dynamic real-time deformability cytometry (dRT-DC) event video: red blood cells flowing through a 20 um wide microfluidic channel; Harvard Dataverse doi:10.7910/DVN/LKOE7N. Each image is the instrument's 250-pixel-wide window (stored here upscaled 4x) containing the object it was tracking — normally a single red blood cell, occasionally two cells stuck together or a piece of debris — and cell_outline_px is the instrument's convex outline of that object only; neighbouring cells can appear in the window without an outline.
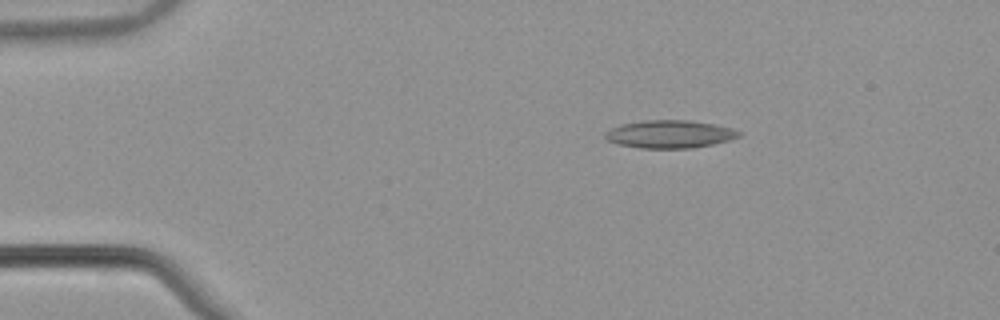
{"species": "common noctule bat (a hibernating species)", "species_latin": "Nyctalus noctula", "temperature_condition": "warm", "stored_images_in_passage": 45, "camera_frame_rate_fps": 3000, "um_per_image_px": 0.085, "animal": {"sex": "male", "body_mass_g": 21.5, "forearm_length_mm": 52.0}, "frame": {"image": 1, "passage_image": 1, "time_ms": 0.0, "image_size_px": [1000, 320], "cell_outline_px": [[740, 136], [728, 140], [712, 144], [692, 148], [640, 148], [620, 144], [608, 140], [604, 136], [604, 132], [620, 124], [644, 120], [688, 120], [716, 124], [732, 128], [740, 132]], "centroid_in_image_um": [56.92, 11.39], "position_along_channel_um": 28.1, "area_um2": 21.62}}
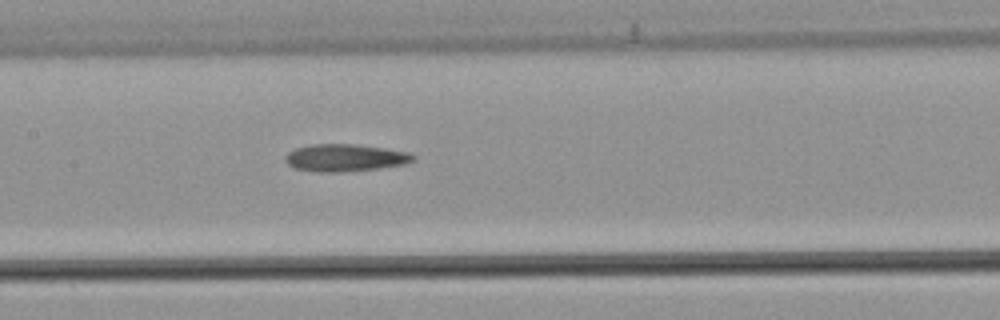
{"frame": {"image": 2, "passage_image": 18, "time_ms": 5.667, "image_size_px": [1000, 320], "cell_outline_px": [[416, 160], [404, 164], [380, 168], [340, 172], [320, 172], [296, 168], [288, 164], [284, 160], [284, 156], [288, 152], [296, 148], [312, 144], [356, 144], [384, 148], [408, 152], [416, 156]], "centroid_in_image_um": [29.34, 13.4], "position_along_channel_um": 178.1, "area_um2": 20.35}}
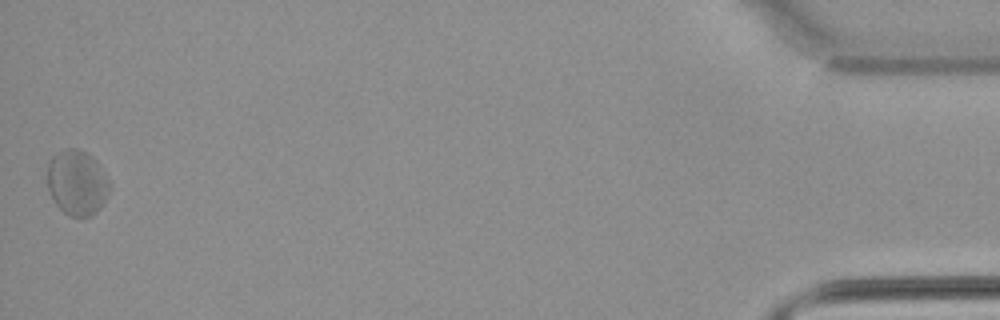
{"frame": {"image": 3, "passage_image": 45, "time_ms": 14.667, "image_size_px": [1000, 320], "cell_outline_px": [[112, 188], [108, 196], [100, 208], [96, 212], [80, 220], [68, 216], [56, 204], [48, 188], [48, 164], [52, 156], [56, 152], [64, 148], [76, 148], [88, 152], [100, 164], [112, 184]], "centroid_in_image_um": [6.59, 15.53], "position_along_channel_um": 428.6, "area_um2": 24.33}}